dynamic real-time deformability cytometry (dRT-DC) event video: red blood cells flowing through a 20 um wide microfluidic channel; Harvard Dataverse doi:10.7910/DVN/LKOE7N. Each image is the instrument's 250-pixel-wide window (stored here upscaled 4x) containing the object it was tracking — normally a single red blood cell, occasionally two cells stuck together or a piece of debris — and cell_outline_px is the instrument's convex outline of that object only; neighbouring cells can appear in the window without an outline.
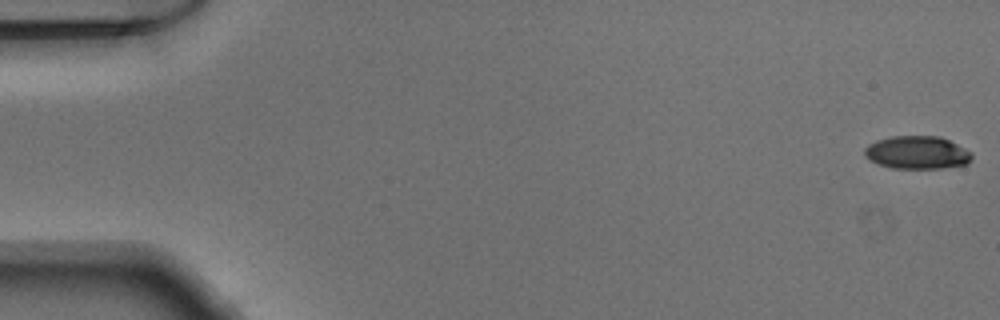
{"species": "Egyptian fruit bat (a non-hibernating species)", "species_latin": "Rousettus aegyptiacus", "temperature_condition": "warm", "stored_images_in_passage": 19, "camera_frame_rate_fps": 3000, "um_per_image_px": 0.085, "animal": {"sex": "male"}, "frame": {"image": 1, "passage_image": 1, "time_ms": 0.0, "image_size_px": [1000, 320], "cell_outline_px": [[972, 156], [968, 164], [944, 168], [892, 168], [880, 164], [864, 156], [864, 148], [868, 144], [876, 140], [892, 136], [940, 136], [972, 152]], "centroid_in_image_um": [77.96, 12.96], "position_along_channel_um": 7.0, "area_um2": 20.58}}
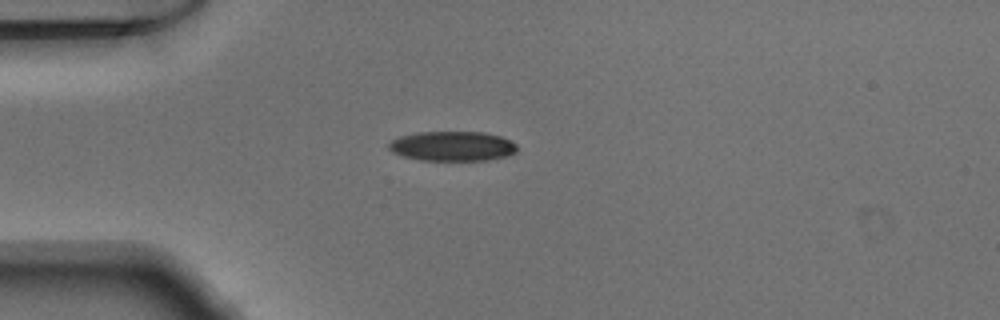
{"frame": {"image": 2, "passage_image": 14, "time_ms": 4.333, "image_size_px": [1000, 320], "cell_outline_px": [[516, 152], [508, 156], [488, 160], [420, 160], [404, 156], [392, 152], [388, 148], [388, 144], [392, 140], [400, 136], [416, 132], [484, 132], [500, 136], [516, 144]], "centroid_in_image_um": [38.44, 12.42], "position_along_channel_um": 46.6, "area_um2": 22.2}}
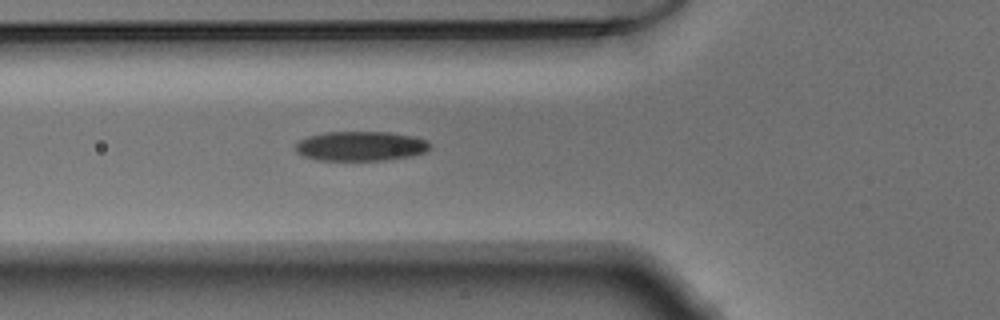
{"frame": {"image": 3, "passage_image": 19, "time_ms": 6.0, "image_size_px": [1000, 320], "cell_outline_px": [[432, 148], [428, 152], [412, 156], [384, 160], [316, 160], [304, 156], [296, 152], [296, 144], [300, 140], [308, 136], [324, 132], [388, 132], [412, 136], [424, 140]], "centroid_in_image_um": [30.66, 12.42], "position_along_channel_um": 95.1, "area_um2": 23.18}}